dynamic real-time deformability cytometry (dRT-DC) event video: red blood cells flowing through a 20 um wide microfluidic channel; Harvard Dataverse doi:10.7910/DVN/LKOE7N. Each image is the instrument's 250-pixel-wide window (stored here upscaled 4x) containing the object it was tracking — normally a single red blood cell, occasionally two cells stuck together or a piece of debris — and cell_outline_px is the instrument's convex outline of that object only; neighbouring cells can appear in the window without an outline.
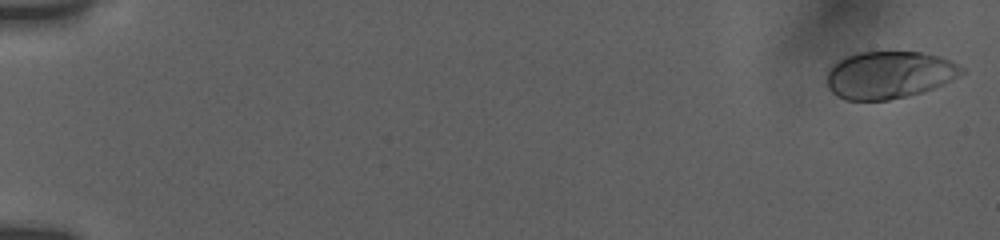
{"species": "human", "species_latin": "Homo sapiens", "temperature_condition": "room temperature", "stored_images_in_passage": 17, "camera_frame_rate_fps": 3000, "um_per_image_px": 0.085, "donor": {"sex": "female"}, "frame": {"image": 1, "passage_image": 1, "time_ms": 0.0, "image_size_px": [1000, 240], "cell_outline_px": [[964, 72], [952, 80], [944, 84], [924, 92], [908, 96], [888, 100], [844, 100], [836, 96], [828, 88], [828, 68], [832, 64], [844, 56], [860, 52], [920, 52], [940, 56], [952, 60], [960, 64], [964, 68]], "centroid_in_image_um": [75.59, 6.36], "position_along_channel_um": 9.4, "area_um2": 37.63}}
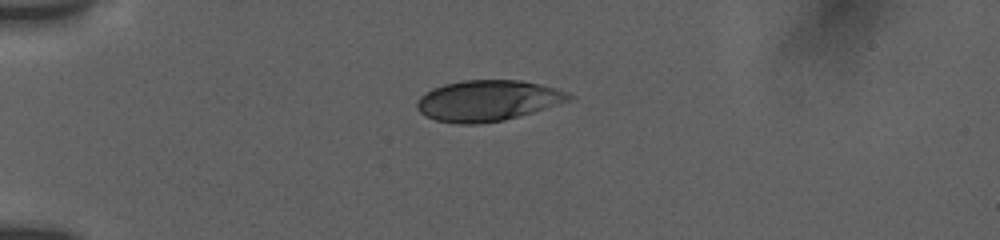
{"frame": {"image": 2, "passage_image": 11, "time_ms": 4.667, "image_size_px": [1000, 240], "cell_outline_px": [[572, 96], [568, 100], [520, 116], [504, 120], [476, 124], [460, 124], [436, 120], [424, 116], [416, 108], [416, 104], [420, 96], [432, 88], [444, 84], [464, 80], [520, 80], [540, 84], [556, 88], [568, 92]], "centroid_in_image_um": [41.4, 8.55], "position_along_channel_um": 43.6, "area_um2": 35.95}}